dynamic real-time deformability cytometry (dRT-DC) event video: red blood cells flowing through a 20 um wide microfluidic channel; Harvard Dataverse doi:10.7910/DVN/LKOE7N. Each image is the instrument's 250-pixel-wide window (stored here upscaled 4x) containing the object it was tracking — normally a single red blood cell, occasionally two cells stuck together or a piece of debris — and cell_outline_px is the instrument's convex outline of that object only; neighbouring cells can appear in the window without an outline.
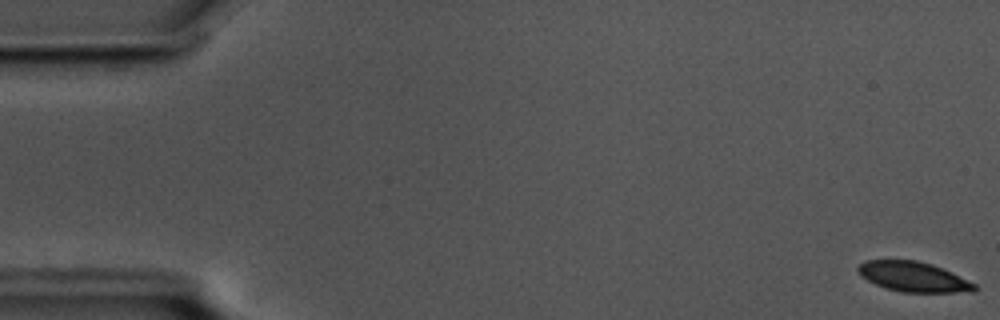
{"species": "common noctule bat (a hibernating species)", "species_latin": "Nyctalus noctula", "temperature_condition": "cold", "stored_images_in_passage": 57, "camera_frame_rate_fps": 3000, "um_per_image_px": 0.085, "animal": {"sex": "male", "body_mass_g": 17.5, "forearm_length_mm": 52.3}, "frame": {"image": 1, "passage_image": 1, "time_ms": 0.0, "image_size_px": [1000, 320], "cell_outline_px": [[976, 288], [972, 292], [900, 292], [876, 284], [860, 276], [856, 272], [856, 268], [864, 260], [916, 260], [932, 264], [952, 272], [976, 284]], "centroid_in_image_um": [77.62, 23.52], "position_along_channel_um": 7.4, "area_um2": 20.35}}
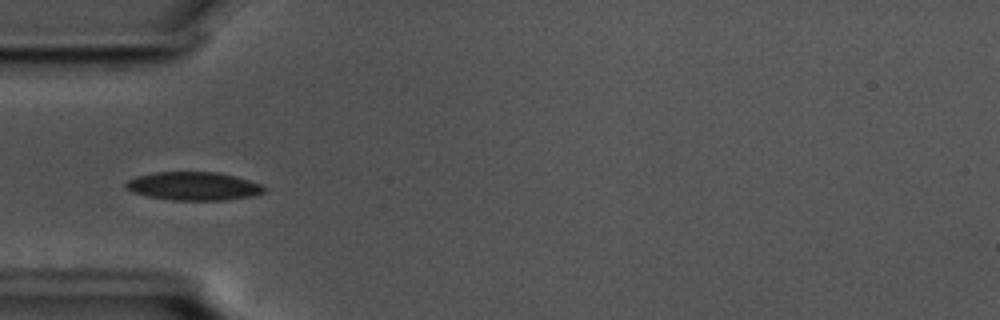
{"frame": {"image": 2, "passage_image": 18, "time_ms": 5.667, "image_size_px": [1000, 320], "cell_outline_px": [[268, 188], [264, 192], [252, 196], [228, 200], [172, 200], [148, 196], [132, 192], [124, 184], [128, 180], [136, 176], [156, 172], [220, 172], [236, 176], [260, 184]], "centroid_in_image_um": [16.48, 15.82], "position_along_channel_um": 68.5, "area_um2": 22.89}}
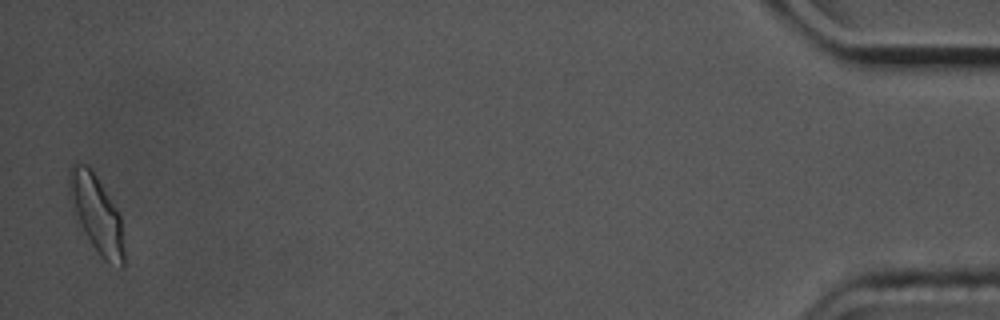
{"frame": {"image": 3, "passage_image": 56, "time_ms": 18.333, "image_size_px": [1000, 320], "cell_outline_px": [[124, 268], [120, 268], [108, 264], [100, 256], [84, 232], [72, 212], [68, 200], [68, 168], [76, 160], [88, 164], [92, 168], [120, 216], [124, 244]], "centroid_in_image_um": [8.15, 18.14], "position_along_channel_um": 427.0, "area_um2": 25.43}, "authors_computed_cell_mechanics": {"area_um2": 21.7328, "velocity_mm_per_s": 3.5565, "shape_relaxation_time_tau1_ms": 2.5845, "shape_relaxation_time_tau2_ms": 2.7797, "deformation_change_tau1": 0.097, "deformation_change_tau2": 0.0561}}